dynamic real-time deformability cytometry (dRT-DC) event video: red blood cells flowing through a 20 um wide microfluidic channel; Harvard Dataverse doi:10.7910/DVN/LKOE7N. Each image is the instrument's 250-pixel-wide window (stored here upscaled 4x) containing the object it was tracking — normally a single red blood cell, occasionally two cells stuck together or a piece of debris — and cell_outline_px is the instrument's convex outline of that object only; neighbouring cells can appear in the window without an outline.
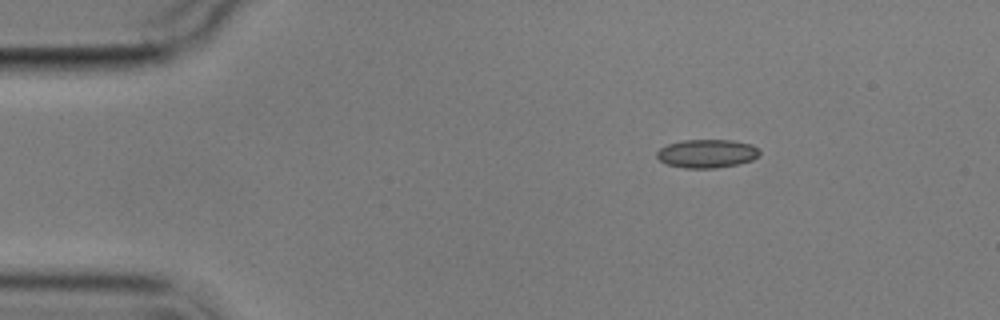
{"species": "common noctule bat (a hibernating species)", "species_latin": "Nyctalus noctula", "temperature_condition": "cold", "stored_images_in_passage": 4, "camera_frame_rate_fps": 3000, "um_per_image_px": 0.085, "animal": {"sex": "male", "body_mass_g": 17.9}, "frame": {"image": 1, "passage_image": 4, "time_ms": 4.333, "image_size_px": [1000, 320], "cell_outline_px": [[760, 152], [752, 160], [736, 164], [716, 168], [684, 168], [668, 164], [660, 160], [656, 156], [656, 152], [660, 148], [668, 144], [684, 140], [732, 140], [752, 144], [760, 148]], "centroid_in_image_um": [60.09, 13.04], "position_along_channel_um": 24.9, "area_um2": 16.99}}